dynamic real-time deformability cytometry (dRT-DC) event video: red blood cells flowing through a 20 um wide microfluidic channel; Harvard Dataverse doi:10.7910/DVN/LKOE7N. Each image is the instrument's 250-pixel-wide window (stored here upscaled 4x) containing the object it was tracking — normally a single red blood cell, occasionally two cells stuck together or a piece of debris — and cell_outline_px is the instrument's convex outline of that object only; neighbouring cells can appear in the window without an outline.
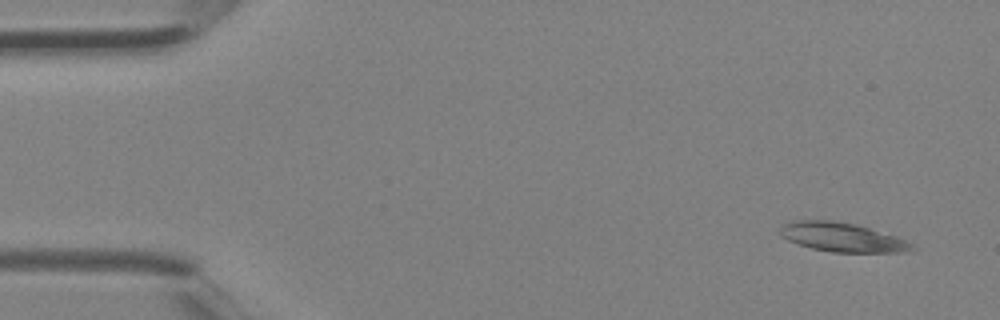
{"species": "Egyptian fruit bat (a non-hibernating species)", "species_latin": "Rousettus aegyptiacus", "temperature_condition": "room temperature", "stored_images_in_passage": 4, "camera_frame_rate_fps": 3000, "um_per_image_px": 0.085, "animal": {"sex": "female"}, "frame": {"image": 1, "passage_image": 1, "time_ms": 0.0, "image_size_px": [1000, 320], "cell_outline_px": [[916, 248], [908, 252], [832, 252], [812, 248], [788, 240], [780, 232], [780, 228], [784, 224], [792, 220], [832, 220], [856, 224], [896, 236], [912, 244]], "centroid_in_image_um": [71.6, 20.16], "position_along_channel_um": 13.4, "area_um2": 22.14}}